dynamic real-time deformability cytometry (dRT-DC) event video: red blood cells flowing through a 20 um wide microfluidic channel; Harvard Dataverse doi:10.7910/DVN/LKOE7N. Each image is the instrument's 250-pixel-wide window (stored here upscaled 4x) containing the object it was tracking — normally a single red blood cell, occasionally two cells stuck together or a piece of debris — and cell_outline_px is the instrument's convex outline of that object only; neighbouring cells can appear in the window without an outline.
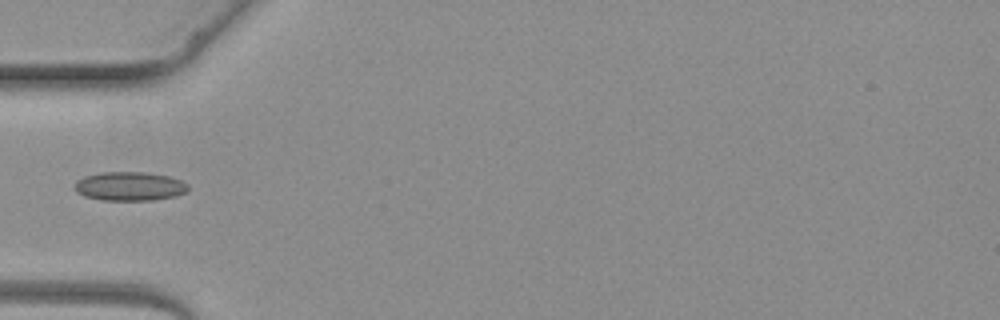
{"species": "common noctule bat (a hibernating species)", "species_latin": "Nyctalus noctula", "temperature_condition": "warm", "stored_images_in_passage": 3, "camera_frame_rate_fps": 3000, "um_per_image_px": 0.085, "animal": {"sex": "female", "body_mass_g": 19.3, "forearm_length_mm": 54.1}, "frame": {"image": 1, "passage_image": 3, "time_ms": 3.333, "image_size_px": [1000, 320], "cell_outline_px": [[188, 188], [184, 192], [176, 196], [152, 200], [100, 200], [84, 196], [76, 192], [72, 188], [76, 180], [84, 176], [100, 172], [148, 172], [168, 176], [180, 180], [188, 184]], "centroid_in_image_um": [10.96, 15.83], "position_along_channel_um": 74.0, "area_um2": 19.31}}